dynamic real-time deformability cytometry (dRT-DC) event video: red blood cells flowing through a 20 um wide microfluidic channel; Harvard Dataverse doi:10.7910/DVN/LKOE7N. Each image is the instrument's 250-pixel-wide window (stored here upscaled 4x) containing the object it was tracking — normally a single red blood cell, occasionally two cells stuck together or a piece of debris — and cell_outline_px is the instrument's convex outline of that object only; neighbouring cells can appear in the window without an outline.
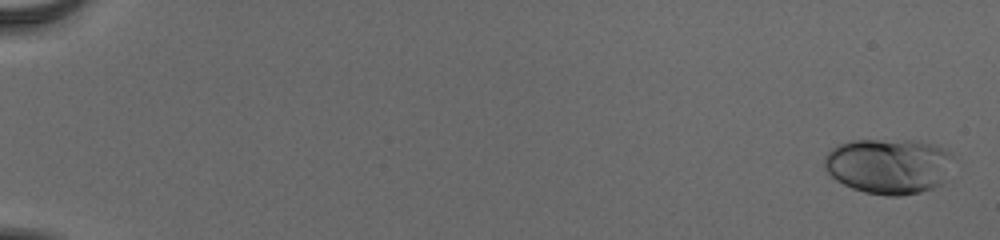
{"species": "human", "species_latin": "Homo sapiens", "temperature_condition": "cold", "stored_images_in_passage": 56, "camera_frame_rate_fps": 3000, "um_per_image_px": 0.085, "donor": {"sex": "male"}, "frame": {"image": 1, "passage_image": 2, "time_ms": 0.333, "image_size_px": [1000, 240], "cell_outline_px": [[952, 156], [944, 184], [920, 192], [900, 196], [888, 196], [864, 192], [852, 188], [836, 180], [824, 168], [824, 156], [832, 148], [840, 144], [852, 140], [912, 140], [936, 144], [952, 152]], "centroid_in_image_um": [75.55, 14.11], "position_along_channel_um": 9.5, "area_um2": 41.96}}
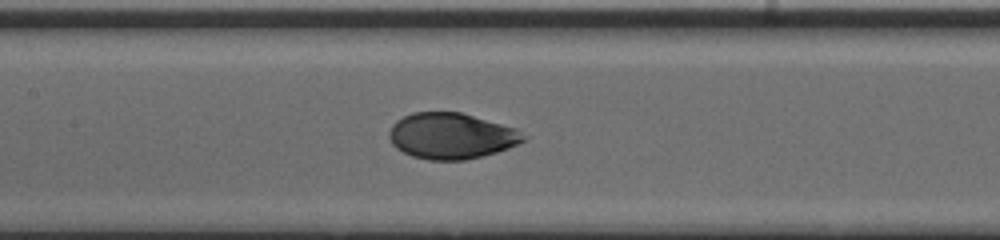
{"frame": {"image": 2, "passage_image": 30, "time_ms": 9.667, "image_size_px": [1000, 240], "cell_outline_px": [[528, 140], [508, 148], [496, 152], [464, 160], [428, 160], [412, 156], [396, 148], [392, 144], [388, 136], [388, 132], [392, 124], [396, 120], [412, 112], [460, 112], [516, 128], [528, 136]], "centroid_in_image_um": [38.36, 11.55], "position_along_channel_um": 169.0, "area_um2": 36.13}}
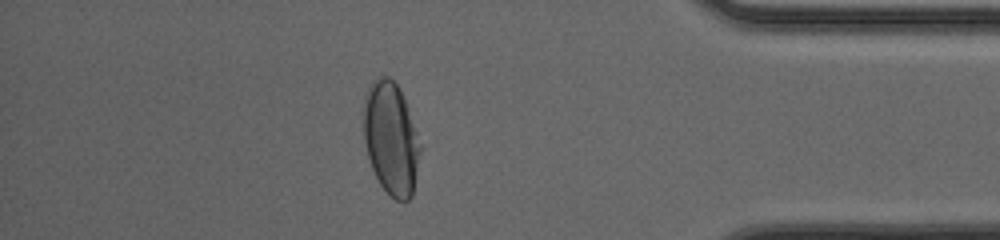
{"frame": {"image": 3, "passage_image": 50, "time_ms": 16.333, "image_size_px": [1000, 240], "cell_outline_px": [[420, 152], [412, 196], [408, 200], [396, 200], [380, 184], [372, 168], [368, 156], [364, 140], [364, 96], [368, 84], [372, 80], [380, 76], [388, 76], [396, 84], [408, 108], [420, 144]], "centroid_in_image_um": [33.21, 11.74], "position_along_channel_um": 402.0, "area_um2": 36.7}, "authors_computed_cell_mechanics": {"area_um2": 36.8764, "velocity_mm_per_s": 3.8677, "shape_relaxation_time_tau1_ms": 3.7707, "shape_relaxation_time_tau2_ms": null, "deformation_change_tau1": 0.1683, "deformation_change_tau2": null}}